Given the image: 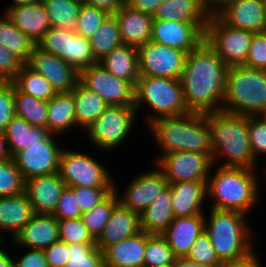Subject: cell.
<instances>
[{"mask_svg":"<svg viewBox=\"0 0 266 267\" xmlns=\"http://www.w3.org/2000/svg\"><path fill=\"white\" fill-rule=\"evenodd\" d=\"M210 13L204 0H166L152 16L153 19L194 23L203 33Z\"/></svg>","mask_w":266,"mask_h":267,"instance_id":"28","label":"cell"},{"mask_svg":"<svg viewBox=\"0 0 266 267\" xmlns=\"http://www.w3.org/2000/svg\"><path fill=\"white\" fill-rule=\"evenodd\" d=\"M79 81L97 93L108 106H134L135 85L115 77L99 62L83 69Z\"/></svg>","mask_w":266,"mask_h":267,"instance_id":"12","label":"cell"},{"mask_svg":"<svg viewBox=\"0 0 266 267\" xmlns=\"http://www.w3.org/2000/svg\"><path fill=\"white\" fill-rule=\"evenodd\" d=\"M205 116L211 129L213 164L225 159L218 165L256 169L258 162L250 148L248 116L223 110L208 112Z\"/></svg>","mask_w":266,"mask_h":267,"instance_id":"2","label":"cell"},{"mask_svg":"<svg viewBox=\"0 0 266 267\" xmlns=\"http://www.w3.org/2000/svg\"><path fill=\"white\" fill-rule=\"evenodd\" d=\"M204 40V33L192 22L153 19L151 41L185 53Z\"/></svg>","mask_w":266,"mask_h":267,"instance_id":"17","label":"cell"},{"mask_svg":"<svg viewBox=\"0 0 266 267\" xmlns=\"http://www.w3.org/2000/svg\"><path fill=\"white\" fill-rule=\"evenodd\" d=\"M148 125L162 154L192 151L212 158L211 129L205 114L188 112L180 116L160 117Z\"/></svg>","mask_w":266,"mask_h":267,"instance_id":"3","label":"cell"},{"mask_svg":"<svg viewBox=\"0 0 266 267\" xmlns=\"http://www.w3.org/2000/svg\"><path fill=\"white\" fill-rule=\"evenodd\" d=\"M85 3L104 9L110 14H114L122 5L126 3V0H86Z\"/></svg>","mask_w":266,"mask_h":267,"instance_id":"58","label":"cell"},{"mask_svg":"<svg viewBox=\"0 0 266 267\" xmlns=\"http://www.w3.org/2000/svg\"><path fill=\"white\" fill-rule=\"evenodd\" d=\"M24 64L45 77L56 93L72 92L80 80V73L74 67L37 46Z\"/></svg>","mask_w":266,"mask_h":267,"instance_id":"15","label":"cell"},{"mask_svg":"<svg viewBox=\"0 0 266 267\" xmlns=\"http://www.w3.org/2000/svg\"><path fill=\"white\" fill-rule=\"evenodd\" d=\"M97 159L80 151L63 149L58 173L66 186L113 187V178Z\"/></svg>","mask_w":266,"mask_h":267,"instance_id":"10","label":"cell"},{"mask_svg":"<svg viewBox=\"0 0 266 267\" xmlns=\"http://www.w3.org/2000/svg\"><path fill=\"white\" fill-rule=\"evenodd\" d=\"M123 44L138 48L151 40L153 17L132 9L126 3L115 13Z\"/></svg>","mask_w":266,"mask_h":267,"instance_id":"22","label":"cell"},{"mask_svg":"<svg viewBox=\"0 0 266 267\" xmlns=\"http://www.w3.org/2000/svg\"><path fill=\"white\" fill-rule=\"evenodd\" d=\"M4 13L35 43L52 27L41 0L28 5L7 8Z\"/></svg>","mask_w":266,"mask_h":267,"instance_id":"26","label":"cell"},{"mask_svg":"<svg viewBox=\"0 0 266 267\" xmlns=\"http://www.w3.org/2000/svg\"><path fill=\"white\" fill-rule=\"evenodd\" d=\"M47 108V129L51 134L64 135L76 128L73 91L56 93L47 102Z\"/></svg>","mask_w":266,"mask_h":267,"instance_id":"30","label":"cell"},{"mask_svg":"<svg viewBox=\"0 0 266 267\" xmlns=\"http://www.w3.org/2000/svg\"><path fill=\"white\" fill-rule=\"evenodd\" d=\"M173 267H206V266L191 261L186 257H177L174 260Z\"/></svg>","mask_w":266,"mask_h":267,"instance_id":"61","label":"cell"},{"mask_svg":"<svg viewBox=\"0 0 266 267\" xmlns=\"http://www.w3.org/2000/svg\"><path fill=\"white\" fill-rule=\"evenodd\" d=\"M253 33L232 27L212 14L206 24L204 40L227 66L244 65Z\"/></svg>","mask_w":266,"mask_h":267,"instance_id":"8","label":"cell"},{"mask_svg":"<svg viewBox=\"0 0 266 267\" xmlns=\"http://www.w3.org/2000/svg\"><path fill=\"white\" fill-rule=\"evenodd\" d=\"M59 240L67 244H96L81 217L58 220Z\"/></svg>","mask_w":266,"mask_h":267,"instance_id":"45","label":"cell"},{"mask_svg":"<svg viewBox=\"0 0 266 267\" xmlns=\"http://www.w3.org/2000/svg\"><path fill=\"white\" fill-rule=\"evenodd\" d=\"M12 82L20 92L46 102L56 94L45 77L32 71L25 64L22 65Z\"/></svg>","mask_w":266,"mask_h":267,"instance_id":"37","label":"cell"},{"mask_svg":"<svg viewBox=\"0 0 266 267\" xmlns=\"http://www.w3.org/2000/svg\"><path fill=\"white\" fill-rule=\"evenodd\" d=\"M10 157L6 138L3 133H0V160L9 159Z\"/></svg>","mask_w":266,"mask_h":267,"instance_id":"62","label":"cell"},{"mask_svg":"<svg viewBox=\"0 0 266 267\" xmlns=\"http://www.w3.org/2000/svg\"><path fill=\"white\" fill-rule=\"evenodd\" d=\"M210 209L209 217L205 216L204 231L222 263L241 260L255 251L251 243L254 239L252 228L246 223L247 215L238 211Z\"/></svg>","mask_w":266,"mask_h":267,"instance_id":"5","label":"cell"},{"mask_svg":"<svg viewBox=\"0 0 266 267\" xmlns=\"http://www.w3.org/2000/svg\"><path fill=\"white\" fill-rule=\"evenodd\" d=\"M163 267H173V264H171V265H167V266H163Z\"/></svg>","mask_w":266,"mask_h":267,"instance_id":"65","label":"cell"},{"mask_svg":"<svg viewBox=\"0 0 266 267\" xmlns=\"http://www.w3.org/2000/svg\"><path fill=\"white\" fill-rule=\"evenodd\" d=\"M116 185L113 183V190L117 194L118 203L140 215L168 186V182L162 171L156 167L132 179L123 192V196L118 195L119 191H117Z\"/></svg>","mask_w":266,"mask_h":267,"instance_id":"16","label":"cell"},{"mask_svg":"<svg viewBox=\"0 0 266 267\" xmlns=\"http://www.w3.org/2000/svg\"><path fill=\"white\" fill-rule=\"evenodd\" d=\"M0 45L25 63L36 43L17 28L6 14H3V17H0Z\"/></svg>","mask_w":266,"mask_h":267,"instance_id":"35","label":"cell"},{"mask_svg":"<svg viewBox=\"0 0 266 267\" xmlns=\"http://www.w3.org/2000/svg\"><path fill=\"white\" fill-rule=\"evenodd\" d=\"M90 44L97 62L123 44L119 23L114 14H109L99 28H97L90 39Z\"/></svg>","mask_w":266,"mask_h":267,"instance_id":"34","label":"cell"},{"mask_svg":"<svg viewBox=\"0 0 266 267\" xmlns=\"http://www.w3.org/2000/svg\"><path fill=\"white\" fill-rule=\"evenodd\" d=\"M151 234L140 231L103 250L106 267H143L147 239Z\"/></svg>","mask_w":266,"mask_h":267,"instance_id":"24","label":"cell"},{"mask_svg":"<svg viewBox=\"0 0 266 267\" xmlns=\"http://www.w3.org/2000/svg\"><path fill=\"white\" fill-rule=\"evenodd\" d=\"M186 258L206 267H221L222 265L205 231L196 238Z\"/></svg>","mask_w":266,"mask_h":267,"instance_id":"46","label":"cell"},{"mask_svg":"<svg viewBox=\"0 0 266 267\" xmlns=\"http://www.w3.org/2000/svg\"><path fill=\"white\" fill-rule=\"evenodd\" d=\"M109 14L104 9L83 2L77 17L75 33L90 40Z\"/></svg>","mask_w":266,"mask_h":267,"instance_id":"44","label":"cell"},{"mask_svg":"<svg viewBox=\"0 0 266 267\" xmlns=\"http://www.w3.org/2000/svg\"><path fill=\"white\" fill-rule=\"evenodd\" d=\"M69 260L64 267H104L103 251L96 244H68Z\"/></svg>","mask_w":266,"mask_h":267,"instance_id":"42","label":"cell"},{"mask_svg":"<svg viewBox=\"0 0 266 267\" xmlns=\"http://www.w3.org/2000/svg\"><path fill=\"white\" fill-rule=\"evenodd\" d=\"M38 1H40V0H13V3L10 5L9 8L21 6V5H28L31 3L38 2Z\"/></svg>","mask_w":266,"mask_h":267,"instance_id":"63","label":"cell"},{"mask_svg":"<svg viewBox=\"0 0 266 267\" xmlns=\"http://www.w3.org/2000/svg\"><path fill=\"white\" fill-rule=\"evenodd\" d=\"M81 209L73 189L65 186L57 202L53 215L58 220L81 217Z\"/></svg>","mask_w":266,"mask_h":267,"instance_id":"52","label":"cell"},{"mask_svg":"<svg viewBox=\"0 0 266 267\" xmlns=\"http://www.w3.org/2000/svg\"><path fill=\"white\" fill-rule=\"evenodd\" d=\"M214 172L206 182L207 199L210 197L213 201L211 207L238 211L248 216L260 197L256 169L218 165Z\"/></svg>","mask_w":266,"mask_h":267,"instance_id":"4","label":"cell"},{"mask_svg":"<svg viewBox=\"0 0 266 267\" xmlns=\"http://www.w3.org/2000/svg\"><path fill=\"white\" fill-rule=\"evenodd\" d=\"M34 210L24 192L14 195L0 197V238L3 232L14 237L20 232L24 225L34 216Z\"/></svg>","mask_w":266,"mask_h":267,"instance_id":"27","label":"cell"},{"mask_svg":"<svg viewBox=\"0 0 266 267\" xmlns=\"http://www.w3.org/2000/svg\"><path fill=\"white\" fill-rule=\"evenodd\" d=\"M24 63L0 45V81H12Z\"/></svg>","mask_w":266,"mask_h":267,"instance_id":"53","label":"cell"},{"mask_svg":"<svg viewBox=\"0 0 266 267\" xmlns=\"http://www.w3.org/2000/svg\"><path fill=\"white\" fill-rule=\"evenodd\" d=\"M231 1L233 0H204V3L208 12L212 15L216 14L221 8Z\"/></svg>","mask_w":266,"mask_h":267,"instance_id":"59","label":"cell"},{"mask_svg":"<svg viewBox=\"0 0 266 267\" xmlns=\"http://www.w3.org/2000/svg\"><path fill=\"white\" fill-rule=\"evenodd\" d=\"M207 181H182L168 184L172 192L174 218L205 214L203 203L207 200Z\"/></svg>","mask_w":266,"mask_h":267,"instance_id":"25","label":"cell"},{"mask_svg":"<svg viewBox=\"0 0 266 267\" xmlns=\"http://www.w3.org/2000/svg\"><path fill=\"white\" fill-rule=\"evenodd\" d=\"M52 27L75 30L82 5L80 0H41Z\"/></svg>","mask_w":266,"mask_h":267,"instance_id":"39","label":"cell"},{"mask_svg":"<svg viewBox=\"0 0 266 267\" xmlns=\"http://www.w3.org/2000/svg\"><path fill=\"white\" fill-rule=\"evenodd\" d=\"M59 241L58 219L53 214H34L11 241L26 249L44 250Z\"/></svg>","mask_w":266,"mask_h":267,"instance_id":"19","label":"cell"},{"mask_svg":"<svg viewBox=\"0 0 266 267\" xmlns=\"http://www.w3.org/2000/svg\"><path fill=\"white\" fill-rule=\"evenodd\" d=\"M3 134L11 157L29 145L44 142L51 135L47 128L32 126L16 115L6 126Z\"/></svg>","mask_w":266,"mask_h":267,"instance_id":"31","label":"cell"},{"mask_svg":"<svg viewBox=\"0 0 266 267\" xmlns=\"http://www.w3.org/2000/svg\"><path fill=\"white\" fill-rule=\"evenodd\" d=\"M244 66L266 70V31L253 33Z\"/></svg>","mask_w":266,"mask_h":267,"instance_id":"51","label":"cell"},{"mask_svg":"<svg viewBox=\"0 0 266 267\" xmlns=\"http://www.w3.org/2000/svg\"><path fill=\"white\" fill-rule=\"evenodd\" d=\"M172 192L168 185L140 214L141 231L149 234H162L174 219Z\"/></svg>","mask_w":266,"mask_h":267,"instance_id":"29","label":"cell"},{"mask_svg":"<svg viewBox=\"0 0 266 267\" xmlns=\"http://www.w3.org/2000/svg\"><path fill=\"white\" fill-rule=\"evenodd\" d=\"M266 109V70L228 66L222 110L259 116Z\"/></svg>","mask_w":266,"mask_h":267,"instance_id":"6","label":"cell"},{"mask_svg":"<svg viewBox=\"0 0 266 267\" xmlns=\"http://www.w3.org/2000/svg\"><path fill=\"white\" fill-rule=\"evenodd\" d=\"M99 63L119 79L130 81L134 85L139 79L137 48L133 46L122 44L112 50Z\"/></svg>","mask_w":266,"mask_h":267,"instance_id":"32","label":"cell"},{"mask_svg":"<svg viewBox=\"0 0 266 267\" xmlns=\"http://www.w3.org/2000/svg\"><path fill=\"white\" fill-rule=\"evenodd\" d=\"M205 215L176 217L161 234L176 258L186 257L196 238L204 231Z\"/></svg>","mask_w":266,"mask_h":267,"instance_id":"21","label":"cell"},{"mask_svg":"<svg viewBox=\"0 0 266 267\" xmlns=\"http://www.w3.org/2000/svg\"><path fill=\"white\" fill-rule=\"evenodd\" d=\"M51 134L44 142L29 145L15 153L12 158L24 180L35 176L50 175L58 172L62 148Z\"/></svg>","mask_w":266,"mask_h":267,"instance_id":"14","label":"cell"},{"mask_svg":"<svg viewBox=\"0 0 266 267\" xmlns=\"http://www.w3.org/2000/svg\"><path fill=\"white\" fill-rule=\"evenodd\" d=\"M64 61L74 67L79 73L90 65L98 63L93 55L89 39H85L66 29V45Z\"/></svg>","mask_w":266,"mask_h":267,"instance_id":"36","label":"cell"},{"mask_svg":"<svg viewBox=\"0 0 266 267\" xmlns=\"http://www.w3.org/2000/svg\"><path fill=\"white\" fill-rule=\"evenodd\" d=\"M134 107L137 113L141 107L152 110V115L146 117L147 125L156 118L180 116L190 112L185 105L180 79L148 75H140L136 82Z\"/></svg>","mask_w":266,"mask_h":267,"instance_id":"7","label":"cell"},{"mask_svg":"<svg viewBox=\"0 0 266 267\" xmlns=\"http://www.w3.org/2000/svg\"><path fill=\"white\" fill-rule=\"evenodd\" d=\"M259 259L260 257L255 250V252L241 260L223 262L221 267H262Z\"/></svg>","mask_w":266,"mask_h":267,"instance_id":"57","label":"cell"},{"mask_svg":"<svg viewBox=\"0 0 266 267\" xmlns=\"http://www.w3.org/2000/svg\"><path fill=\"white\" fill-rule=\"evenodd\" d=\"M140 75L180 79L187 53L153 41L137 48Z\"/></svg>","mask_w":266,"mask_h":267,"instance_id":"13","label":"cell"},{"mask_svg":"<svg viewBox=\"0 0 266 267\" xmlns=\"http://www.w3.org/2000/svg\"><path fill=\"white\" fill-rule=\"evenodd\" d=\"M117 204V194L113 190L102 202L94 206L91 210L81 214L83 223L95 240L102 234Z\"/></svg>","mask_w":266,"mask_h":267,"instance_id":"40","label":"cell"},{"mask_svg":"<svg viewBox=\"0 0 266 267\" xmlns=\"http://www.w3.org/2000/svg\"><path fill=\"white\" fill-rule=\"evenodd\" d=\"M140 231V215L118 203L114 207L102 234L96 240V245L103 251L107 246L119 243Z\"/></svg>","mask_w":266,"mask_h":267,"instance_id":"23","label":"cell"},{"mask_svg":"<svg viewBox=\"0 0 266 267\" xmlns=\"http://www.w3.org/2000/svg\"><path fill=\"white\" fill-rule=\"evenodd\" d=\"M259 116L266 122V109Z\"/></svg>","mask_w":266,"mask_h":267,"instance_id":"64","label":"cell"},{"mask_svg":"<svg viewBox=\"0 0 266 267\" xmlns=\"http://www.w3.org/2000/svg\"><path fill=\"white\" fill-rule=\"evenodd\" d=\"M166 0H126L132 9L153 16L157 8Z\"/></svg>","mask_w":266,"mask_h":267,"instance_id":"56","label":"cell"},{"mask_svg":"<svg viewBox=\"0 0 266 267\" xmlns=\"http://www.w3.org/2000/svg\"><path fill=\"white\" fill-rule=\"evenodd\" d=\"M248 133L255 159L266 154V122L260 116H248Z\"/></svg>","mask_w":266,"mask_h":267,"instance_id":"49","label":"cell"},{"mask_svg":"<svg viewBox=\"0 0 266 267\" xmlns=\"http://www.w3.org/2000/svg\"><path fill=\"white\" fill-rule=\"evenodd\" d=\"M43 251L48 267H64L69 260V247L66 242L56 241Z\"/></svg>","mask_w":266,"mask_h":267,"instance_id":"54","label":"cell"},{"mask_svg":"<svg viewBox=\"0 0 266 267\" xmlns=\"http://www.w3.org/2000/svg\"><path fill=\"white\" fill-rule=\"evenodd\" d=\"M227 69L205 40L187 54L180 81L190 112L205 114L222 110Z\"/></svg>","mask_w":266,"mask_h":267,"instance_id":"1","label":"cell"},{"mask_svg":"<svg viewBox=\"0 0 266 267\" xmlns=\"http://www.w3.org/2000/svg\"><path fill=\"white\" fill-rule=\"evenodd\" d=\"M15 115L30 125L47 128V102L20 92L14 85Z\"/></svg>","mask_w":266,"mask_h":267,"instance_id":"38","label":"cell"},{"mask_svg":"<svg viewBox=\"0 0 266 267\" xmlns=\"http://www.w3.org/2000/svg\"><path fill=\"white\" fill-rule=\"evenodd\" d=\"M159 157L156 158L157 168L162 171L168 184L207 181L215 167L209 155L198 152L176 151L160 154Z\"/></svg>","mask_w":266,"mask_h":267,"instance_id":"11","label":"cell"},{"mask_svg":"<svg viewBox=\"0 0 266 267\" xmlns=\"http://www.w3.org/2000/svg\"><path fill=\"white\" fill-rule=\"evenodd\" d=\"M175 256L166 239L151 234L147 239L143 267H163L174 263Z\"/></svg>","mask_w":266,"mask_h":267,"instance_id":"41","label":"cell"},{"mask_svg":"<svg viewBox=\"0 0 266 267\" xmlns=\"http://www.w3.org/2000/svg\"><path fill=\"white\" fill-rule=\"evenodd\" d=\"M66 29L51 27L45 32L36 46L44 52L51 53L64 61Z\"/></svg>","mask_w":266,"mask_h":267,"instance_id":"48","label":"cell"},{"mask_svg":"<svg viewBox=\"0 0 266 267\" xmlns=\"http://www.w3.org/2000/svg\"><path fill=\"white\" fill-rule=\"evenodd\" d=\"M1 242L3 243L2 239H0V267H13V257L1 247Z\"/></svg>","mask_w":266,"mask_h":267,"instance_id":"60","label":"cell"},{"mask_svg":"<svg viewBox=\"0 0 266 267\" xmlns=\"http://www.w3.org/2000/svg\"><path fill=\"white\" fill-rule=\"evenodd\" d=\"M76 127L85 130L94 123L108 107L107 103L94 91L86 88L80 81L73 90Z\"/></svg>","mask_w":266,"mask_h":267,"instance_id":"33","label":"cell"},{"mask_svg":"<svg viewBox=\"0 0 266 267\" xmlns=\"http://www.w3.org/2000/svg\"><path fill=\"white\" fill-rule=\"evenodd\" d=\"M136 114L134 106H108L101 116L85 130L89 142L99 150H114L127 141L135 125Z\"/></svg>","mask_w":266,"mask_h":267,"instance_id":"9","label":"cell"},{"mask_svg":"<svg viewBox=\"0 0 266 267\" xmlns=\"http://www.w3.org/2000/svg\"><path fill=\"white\" fill-rule=\"evenodd\" d=\"M66 184L59 173L35 176L25 181V193L34 213L53 214Z\"/></svg>","mask_w":266,"mask_h":267,"instance_id":"20","label":"cell"},{"mask_svg":"<svg viewBox=\"0 0 266 267\" xmlns=\"http://www.w3.org/2000/svg\"><path fill=\"white\" fill-rule=\"evenodd\" d=\"M14 116V84L12 81H0V133H4Z\"/></svg>","mask_w":266,"mask_h":267,"instance_id":"50","label":"cell"},{"mask_svg":"<svg viewBox=\"0 0 266 267\" xmlns=\"http://www.w3.org/2000/svg\"><path fill=\"white\" fill-rule=\"evenodd\" d=\"M216 14L232 27L254 33L266 31L264 0H233Z\"/></svg>","mask_w":266,"mask_h":267,"instance_id":"18","label":"cell"},{"mask_svg":"<svg viewBox=\"0 0 266 267\" xmlns=\"http://www.w3.org/2000/svg\"><path fill=\"white\" fill-rule=\"evenodd\" d=\"M13 267H48V264L43 250L28 249L20 258L13 256Z\"/></svg>","mask_w":266,"mask_h":267,"instance_id":"55","label":"cell"},{"mask_svg":"<svg viewBox=\"0 0 266 267\" xmlns=\"http://www.w3.org/2000/svg\"><path fill=\"white\" fill-rule=\"evenodd\" d=\"M77 197L81 213L91 210L102 202L112 191L113 187H71Z\"/></svg>","mask_w":266,"mask_h":267,"instance_id":"47","label":"cell"},{"mask_svg":"<svg viewBox=\"0 0 266 267\" xmlns=\"http://www.w3.org/2000/svg\"><path fill=\"white\" fill-rule=\"evenodd\" d=\"M25 191V180L12 157L0 160V197L14 196Z\"/></svg>","mask_w":266,"mask_h":267,"instance_id":"43","label":"cell"}]
</instances>
